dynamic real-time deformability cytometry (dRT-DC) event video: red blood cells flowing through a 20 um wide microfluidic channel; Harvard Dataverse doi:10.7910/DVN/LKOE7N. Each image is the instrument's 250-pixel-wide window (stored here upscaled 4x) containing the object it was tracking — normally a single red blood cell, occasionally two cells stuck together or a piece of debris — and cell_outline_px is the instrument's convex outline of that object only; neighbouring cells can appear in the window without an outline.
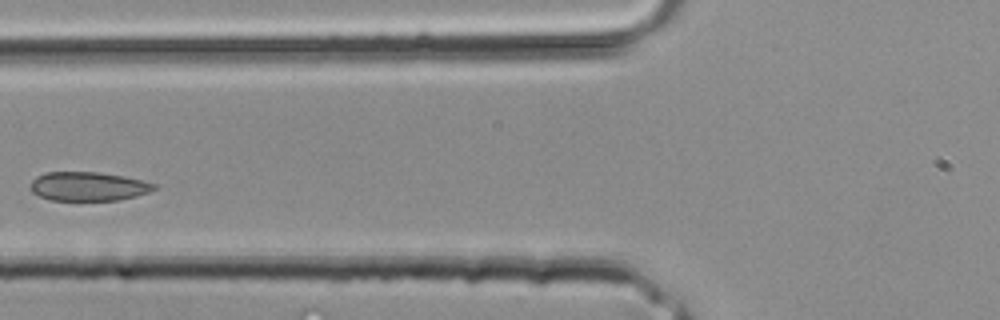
{"species": "common noctule bat (a hibernating species)", "species_latin": "Nyctalus noctula", "temperature_condition": "room temperature", "stored_images_in_passage": 3, "camera_frame_rate_fps": 3000, "um_per_image_px": 0.085, "animal": {"sex": "male", "body_mass_g": 20.4}, "frame": {"image": 1, "passage_image": 3, "time_ms": 0.667, "image_size_px": [1000, 320], "cell_outline_px": [[156, 188], [148, 192], [136, 196], [120, 200], [52, 200], [40, 196], [32, 192], [32, 180], [36, 176], [44, 172], [96, 172], [124, 176], [156, 184]], "centroid_in_image_um": [7.5, 15.84], "position_along_channel_um": 118.3, "area_um2": 20.69}}